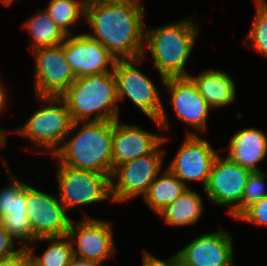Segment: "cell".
Wrapping results in <instances>:
<instances>
[{
    "label": "cell",
    "instance_id": "cell-18",
    "mask_svg": "<svg viewBox=\"0 0 267 266\" xmlns=\"http://www.w3.org/2000/svg\"><path fill=\"white\" fill-rule=\"evenodd\" d=\"M164 135L152 133L137 124L113 121L112 163L113 169L122 163L152 153L162 142Z\"/></svg>",
    "mask_w": 267,
    "mask_h": 266
},
{
    "label": "cell",
    "instance_id": "cell-32",
    "mask_svg": "<svg viewBox=\"0 0 267 266\" xmlns=\"http://www.w3.org/2000/svg\"><path fill=\"white\" fill-rule=\"evenodd\" d=\"M6 87V88H5ZM7 90V86H5L2 81H0V116H2L1 114H3L6 111V108L8 106V99H10L8 96H10L8 94ZM3 112V113H2Z\"/></svg>",
    "mask_w": 267,
    "mask_h": 266
},
{
    "label": "cell",
    "instance_id": "cell-15",
    "mask_svg": "<svg viewBox=\"0 0 267 266\" xmlns=\"http://www.w3.org/2000/svg\"><path fill=\"white\" fill-rule=\"evenodd\" d=\"M234 239L220 228L194 236L176 251L181 266H237Z\"/></svg>",
    "mask_w": 267,
    "mask_h": 266
},
{
    "label": "cell",
    "instance_id": "cell-3",
    "mask_svg": "<svg viewBox=\"0 0 267 266\" xmlns=\"http://www.w3.org/2000/svg\"><path fill=\"white\" fill-rule=\"evenodd\" d=\"M112 137L113 121L74 122L52 159L111 177Z\"/></svg>",
    "mask_w": 267,
    "mask_h": 266
},
{
    "label": "cell",
    "instance_id": "cell-4",
    "mask_svg": "<svg viewBox=\"0 0 267 266\" xmlns=\"http://www.w3.org/2000/svg\"><path fill=\"white\" fill-rule=\"evenodd\" d=\"M60 98L66 103L73 122L120 119L113 72L77 77Z\"/></svg>",
    "mask_w": 267,
    "mask_h": 266
},
{
    "label": "cell",
    "instance_id": "cell-29",
    "mask_svg": "<svg viewBox=\"0 0 267 266\" xmlns=\"http://www.w3.org/2000/svg\"><path fill=\"white\" fill-rule=\"evenodd\" d=\"M15 241L16 240L0 225V260L12 257L23 249L22 246H16Z\"/></svg>",
    "mask_w": 267,
    "mask_h": 266
},
{
    "label": "cell",
    "instance_id": "cell-17",
    "mask_svg": "<svg viewBox=\"0 0 267 266\" xmlns=\"http://www.w3.org/2000/svg\"><path fill=\"white\" fill-rule=\"evenodd\" d=\"M66 36L64 53L75 77L113 72L117 59L85 31Z\"/></svg>",
    "mask_w": 267,
    "mask_h": 266
},
{
    "label": "cell",
    "instance_id": "cell-8",
    "mask_svg": "<svg viewBox=\"0 0 267 266\" xmlns=\"http://www.w3.org/2000/svg\"><path fill=\"white\" fill-rule=\"evenodd\" d=\"M57 195L67 212L82 206L111 201L110 177L56 163Z\"/></svg>",
    "mask_w": 267,
    "mask_h": 266
},
{
    "label": "cell",
    "instance_id": "cell-2",
    "mask_svg": "<svg viewBox=\"0 0 267 266\" xmlns=\"http://www.w3.org/2000/svg\"><path fill=\"white\" fill-rule=\"evenodd\" d=\"M194 20L189 16L158 27L146 26L143 54L146 50L151 54L160 85L165 79L189 76L186 63L200 35V23Z\"/></svg>",
    "mask_w": 267,
    "mask_h": 266
},
{
    "label": "cell",
    "instance_id": "cell-6",
    "mask_svg": "<svg viewBox=\"0 0 267 266\" xmlns=\"http://www.w3.org/2000/svg\"><path fill=\"white\" fill-rule=\"evenodd\" d=\"M40 105L13 133L25 137L41 154L52 156L72 128L73 120L60 97H35ZM42 104V105H41ZM40 107V108H39Z\"/></svg>",
    "mask_w": 267,
    "mask_h": 266
},
{
    "label": "cell",
    "instance_id": "cell-23",
    "mask_svg": "<svg viewBox=\"0 0 267 266\" xmlns=\"http://www.w3.org/2000/svg\"><path fill=\"white\" fill-rule=\"evenodd\" d=\"M30 18L22 23V29L30 34L31 51L47 46L62 44L66 35L48 16L45 9H37Z\"/></svg>",
    "mask_w": 267,
    "mask_h": 266
},
{
    "label": "cell",
    "instance_id": "cell-19",
    "mask_svg": "<svg viewBox=\"0 0 267 266\" xmlns=\"http://www.w3.org/2000/svg\"><path fill=\"white\" fill-rule=\"evenodd\" d=\"M226 150L231 161L239 164L250 171H259L258 164L267 157V134L255 127H247L238 130L229 139Z\"/></svg>",
    "mask_w": 267,
    "mask_h": 266
},
{
    "label": "cell",
    "instance_id": "cell-16",
    "mask_svg": "<svg viewBox=\"0 0 267 266\" xmlns=\"http://www.w3.org/2000/svg\"><path fill=\"white\" fill-rule=\"evenodd\" d=\"M163 87L170 94L168 103L171 104L176 119L194 129L187 130L186 135L204 133L208 127V114L212 109L201 96L194 81L189 76L169 78L165 79Z\"/></svg>",
    "mask_w": 267,
    "mask_h": 266
},
{
    "label": "cell",
    "instance_id": "cell-36",
    "mask_svg": "<svg viewBox=\"0 0 267 266\" xmlns=\"http://www.w3.org/2000/svg\"><path fill=\"white\" fill-rule=\"evenodd\" d=\"M14 1H16V0H0V2L2 3V4H4L5 6H12L13 5V3H14Z\"/></svg>",
    "mask_w": 267,
    "mask_h": 266
},
{
    "label": "cell",
    "instance_id": "cell-30",
    "mask_svg": "<svg viewBox=\"0 0 267 266\" xmlns=\"http://www.w3.org/2000/svg\"><path fill=\"white\" fill-rule=\"evenodd\" d=\"M142 266H181L177 253H173L166 259H159L148 250H142Z\"/></svg>",
    "mask_w": 267,
    "mask_h": 266
},
{
    "label": "cell",
    "instance_id": "cell-10",
    "mask_svg": "<svg viewBox=\"0 0 267 266\" xmlns=\"http://www.w3.org/2000/svg\"><path fill=\"white\" fill-rule=\"evenodd\" d=\"M250 170L218 154L203 192L215 207H225L235 219L242 213V195Z\"/></svg>",
    "mask_w": 267,
    "mask_h": 266
},
{
    "label": "cell",
    "instance_id": "cell-11",
    "mask_svg": "<svg viewBox=\"0 0 267 266\" xmlns=\"http://www.w3.org/2000/svg\"><path fill=\"white\" fill-rule=\"evenodd\" d=\"M32 52L35 97H60L76 79L64 53V42Z\"/></svg>",
    "mask_w": 267,
    "mask_h": 266
},
{
    "label": "cell",
    "instance_id": "cell-28",
    "mask_svg": "<svg viewBox=\"0 0 267 266\" xmlns=\"http://www.w3.org/2000/svg\"><path fill=\"white\" fill-rule=\"evenodd\" d=\"M254 226L267 227V196L247 207L237 218Z\"/></svg>",
    "mask_w": 267,
    "mask_h": 266
},
{
    "label": "cell",
    "instance_id": "cell-27",
    "mask_svg": "<svg viewBox=\"0 0 267 266\" xmlns=\"http://www.w3.org/2000/svg\"><path fill=\"white\" fill-rule=\"evenodd\" d=\"M266 180L265 170L250 171L242 195V212L251 204L267 196Z\"/></svg>",
    "mask_w": 267,
    "mask_h": 266
},
{
    "label": "cell",
    "instance_id": "cell-12",
    "mask_svg": "<svg viewBox=\"0 0 267 266\" xmlns=\"http://www.w3.org/2000/svg\"><path fill=\"white\" fill-rule=\"evenodd\" d=\"M26 211L35 239L67 235L72 218L57 194L46 193L26 183Z\"/></svg>",
    "mask_w": 267,
    "mask_h": 266
},
{
    "label": "cell",
    "instance_id": "cell-5",
    "mask_svg": "<svg viewBox=\"0 0 267 266\" xmlns=\"http://www.w3.org/2000/svg\"><path fill=\"white\" fill-rule=\"evenodd\" d=\"M145 54L136 59H117L113 74L116 80L118 102H130L148 117L163 133L170 131L171 123L158 86L139 68ZM126 98V99H125Z\"/></svg>",
    "mask_w": 267,
    "mask_h": 266
},
{
    "label": "cell",
    "instance_id": "cell-34",
    "mask_svg": "<svg viewBox=\"0 0 267 266\" xmlns=\"http://www.w3.org/2000/svg\"><path fill=\"white\" fill-rule=\"evenodd\" d=\"M7 132L11 133V131H6V128L0 127V148L5 147L7 145V136H9Z\"/></svg>",
    "mask_w": 267,
    "mask_h": 266
},
{
    "label": "cell",
    "instance_id": "cell-26",
    "mask_svg": "<svg viewBox=\"0 0 267 266\" xmlns=\"http://www.w3.org/2000/svg\"><path fill=\"white\" fill-rule=\"evenodd\" d=\"M255 15L251 22V28L245 37V45L267 58V1L254 0Z\"/></svg>",
    "mask_w": 267,
    "mask_h": 266
},
{
    "label": "cell",
    "instance_id": "cell-22",
    "mask_svg": "<svg viewBox=\"0 0 267 266\" xmlns=\"http://www.w3.org/2000/svg\"><path fill=\"white\" fill-rule=\"evenodd\" d=\"M187 189L188 187L166 167L149 186L142 200L154 214L158 215Z\"/></svg>",
    "mask_w": 267,
    "mask_h": 266
},
{
    "label": "cell",
    "instance_id": "cell-21",
    "mask_svg": "<svg viewBox=\"0 0 267 266\" xmlns=\"http://www.w3.org/2000/svg\"><path fill=\"white\" fill-rule=\"evenodd\" d=\"M201 195L192 187L182 193L174 202L166 206L157 216L170 227L191 226L198 223L204 213Z\"/></svg>",
    "mask_w": 267,
    "mask_h": 266
},
{
    "label": "cell",
    "instance_id": "cell-13",
    "mask_svg": "<svg viewBox=\"0 0 267 266\" xmlns=\"http://www.w3.org/2000/svg\"><path fill=\"white\" fill-rule=\"evenodd\" d=\"M201 135H186L167 168L188 188L190 182L202 183L205 188L213 163L221 150L214 149ZM189 184V185H188Z\"/></svg>",
    "mask_w": 267,
    "mask_h": 266
},
{
    "label": "cell",
    "instance_id": "cell-25",
    "mask_svg": "<svg viewBox=\"0 0 267 266\" xmlns=\"http://www.w3.org/2000/svg\"><path fill=\"white\" fill-rule=\"evenodd\" d=\"M40 241H46L49 244L45 247V250L38 255L35 253V249ZM26 250L30 257L40 266H68L73 257L72 244L67 235L36 239Z\"/></svg>",
    "mask_w": 267,
    "mask_h": 266
},
{
    "label": "cell",
    "instance_id": "cell-31",
    "mask_svg": "<svg viewBox=\"0 0 267 266\" xmlns=\"http://www.w3.org/2000/svg\"><path fill=\"white\" fill-rule=\"evenodd\" d=\"M0 266H28V251L23 248L16 255L0 260Z\"/></svg>",
    "mask_w": 267,
    "mask_h": 266
},
{
    "label": "cell",
    "instance_id": "cell-1",
    "mask_svg": "<svg viewBox=\"0 0 267 266\" xmlns=\"http://www.w3.org/2000/svg\"><path fill=\"white\" fill-rule=\"evenodd\" d=\"M145 14L141 0H86L85 23L93 33H85L116 59H136L144 52Z\"/></svg>",
    "mask_w": 267,
    "mask_h": 266
},
{
    "label": "cell",
    "instance_id": "cell-20",
    "mask_svg": "<svg viewBox=\"0 0 267 266\" xmlns=\"http://www.w3.org/2000/svg\"><path fill=\"white\" fill-rule=\"evenodd\" d=\"M189 77L211 109L225 108L237 101V83L227 72L205 68L198 75L189 74Z\"/></svg>",
    "mask_w": 267,
    "mask_h": 266
},
{
    "label": "cell",
    "instance_id": "cell-33",
    "mask_svg": "<svg viewBox=\"0 0 267 266\" xmlns=\"http://www.w3.org/2000/svg\"><path fill=\"white\" fill-rule=\"evenodd\" d=\"M68 266H104V265H101L98 262L89 261L84 258L73 256Z\"/></svg>",
    "mask_w": 267,
    "mask_h": 266
},
{
    "label": "cell",
    "instance_id": "cell-14",
    "mask_svg": "<svg viewBox=\"0 0 267 266\" xmlns=\"http://www.w3.org/2000/svg\"><path fill=\"white\" fill-rule=\"evenodd\" d=\"M2 160L7 167L10 183L0 188V225L21 243L22 248H27L36 239L26 211V182L10 171L4 157Z\"/></svg>",
    "mask_w": 267,
    "mask_h": 266
},
{
    "label": "cell",
    "instance_id": "cell-7",
    "mask_svg": "<svg viewBox=\"0 0 267 266\" xmlns=\"http://www.w3.org/2000/svg\"><path fill=\"white\" fill-rule=\"evenodd\" d=\"M170 137L164 134L163 142L150 154L117 165L110 177L112 203L124 204L147 193L149 186L165 168L166 150H162Z\"/></svg>",
    "mask_w": 267,
    "mask_h": 266
},
{
    "label": "cell",
    "instance_id": "cell-24",
    "mask_svg": "<svg viewBox=\"0 0 267 266\" xmlns=\"http://www.w3.org/2000/svg\"><path fill=\"white\" fill-rule=\"evenodd\" d=\"M47 4L48 16L66 36L76 34L72 27L85 24L86 0H50Z\"/></svg>",
    "mask_w": 267,
    "mask_h": 266
},
{
    "label": "cell",
    "instance_id": "cell-9",
    "mask_svg": "<svg viewBox=\"0 0 267 266\" xmlns=\"http://www.w3.org/2000/svg\"><path fill=\"white\" fill-rule=\"evenodd\" d=\"M82 213L83 218L76 221L72 219L67 233L72 244L73 256L101 265L116 258L117 244L114 239L113 223Z\"/></svg>",
    "mask_w": 267,
    "mask_h": 266
},
{
    "label": "cell",
    "instance_id": "cell-35",
    "mask_svg": "<svg viewBox=\"0 0 267 266\" xmlns=\"http://www.w3.org/2000/svg\"><path fill=\"white\" fill-rule=\"evenodd\" d=\"M28 266H40L38 263H36L29 255L28 253Z\"/></svg>",
    "mask_w": 267,
    "mask_h": 266
}]
</instances>
